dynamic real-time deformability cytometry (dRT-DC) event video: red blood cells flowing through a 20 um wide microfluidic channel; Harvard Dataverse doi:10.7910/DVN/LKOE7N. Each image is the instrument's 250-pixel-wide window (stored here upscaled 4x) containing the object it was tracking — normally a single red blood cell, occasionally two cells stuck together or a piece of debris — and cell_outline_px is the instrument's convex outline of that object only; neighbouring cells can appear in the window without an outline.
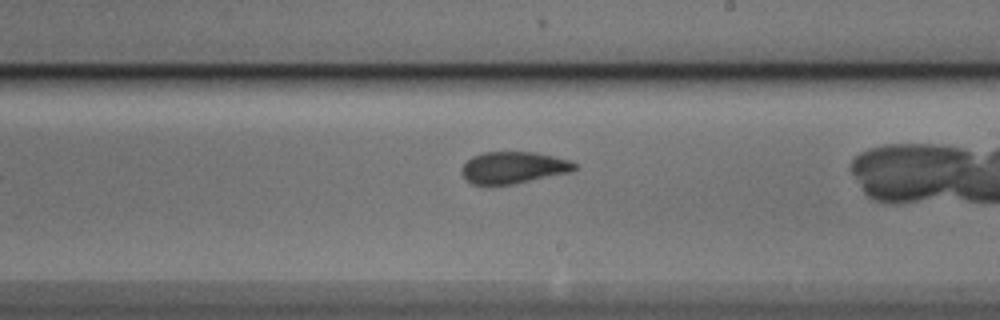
{"species": "Egyptian fruit bat (a non-hibernating species)", "species_latin": "Rousettus aegyptiacus", "temperature_condition": "cold", "stored_images_in_passage": 21, "segment_of_instrument_passage": [2, 2], "camera_frame_rate_fps": 3000, "um_per_image_px": 0.085, "animal": {"sex": "male"}, "frame": {"image": 1, "passage_image": 21, "time_ms": 6.667, "image_size_px": [1000, 320], "cell_outline_px": [[576, 168], [568, 172], [512, 184], [472, 184], [460, 172], [460, 168], [472, 156], [484, 152], [536, 152], [568, 160], [576, 164]], "centroid_in_image_um": [43.59, 14.23], "position_along_channel_um": 245.4, "area_um2": 20.52}}